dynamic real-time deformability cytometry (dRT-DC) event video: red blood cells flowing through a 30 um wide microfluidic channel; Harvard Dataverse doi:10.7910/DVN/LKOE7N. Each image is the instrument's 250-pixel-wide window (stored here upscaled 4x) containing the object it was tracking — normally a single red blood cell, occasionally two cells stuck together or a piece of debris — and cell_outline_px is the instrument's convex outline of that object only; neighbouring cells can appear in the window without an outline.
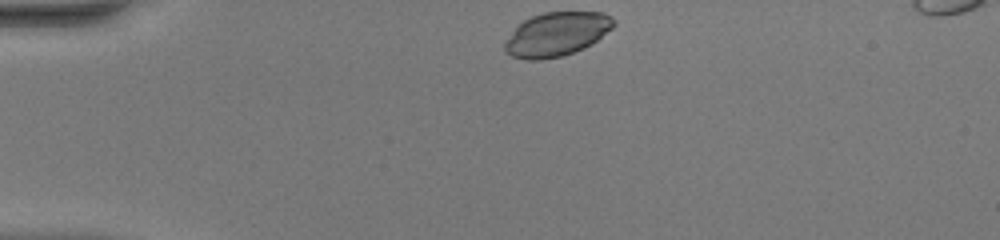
{"species": "common noctule bat (a hibernating species)", "species_latin": "Nyctalus noctula", "temperature_condition": "warm", "stored_images_in_passage": 37, "camera_frame_rate_fps": 3000, "um_per_image_px": 0.085, "animal": {"sex": "female", "body_mass_g": 20.0, "forearm_length_mm": 54.0}, "frame": {"image": 1, "passage_image": 1, "time_ms": 0.0, "image_size_px": [1000, 240], "cell_outline_px": [[616, 24], [612, 28], [592, 44], [584, 48], [564, 56], [540, 60], [528, 60], [512, 56], [504, 52], [504, 44], [512, 32], [524, 20], [532, 16], [544, 12], [604, 12], [612, 16], [616, 20]], "centroid_in_image_um": [47.35, 2.91], "position_along_channel_um": 37.7, "area_um2": 27.98}}
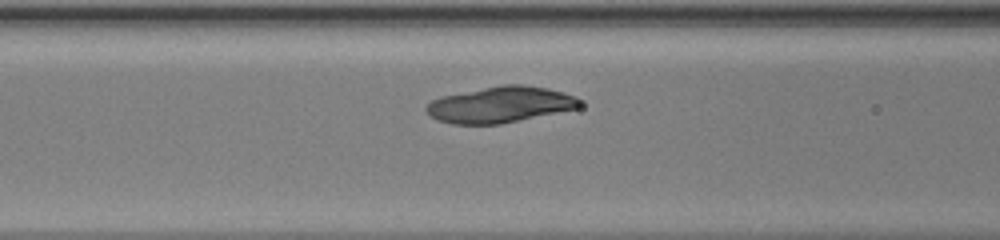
{"frame": {"image": 2, "passage_image": 11, "time_ms": 3.333, "image_size_px": [1000, 240], "cell_outline_px": [[584, 104], [580, 108], [500, 124], [452, 124], [436, 120], [428, 116], [424, 108], [432, 100], [444, 96], [500, 84], [524, 84], [548, 88], [564, 92], [576, 96]], "centroid_in_image_um": [42.55, 8.89], "position_along_channel_um": 124.0, "area_um2": 32.54}}
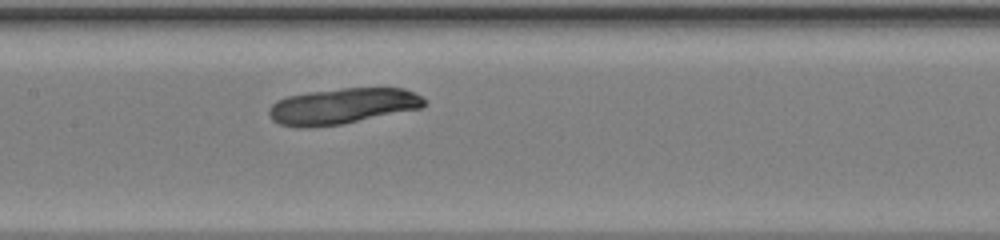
{"frame": {"image": 3, "passage_image": 15, "time_ms": 4.667, "image_size_px": [1000, 240], "cell_outline_px": [[428, 104], [420, 108], [340, 124], [308, 128], [300, 128], [280, 124], [272, 120], [268, 116], [268, 108], [276, 100], [288, 96], [308, 92], [344, 88], [404, 88], [420, 96]], "centroid_in_image_um": [29.05, 9.02], "position_along_channel_um": 178.4, "area_um2": 32.31}}